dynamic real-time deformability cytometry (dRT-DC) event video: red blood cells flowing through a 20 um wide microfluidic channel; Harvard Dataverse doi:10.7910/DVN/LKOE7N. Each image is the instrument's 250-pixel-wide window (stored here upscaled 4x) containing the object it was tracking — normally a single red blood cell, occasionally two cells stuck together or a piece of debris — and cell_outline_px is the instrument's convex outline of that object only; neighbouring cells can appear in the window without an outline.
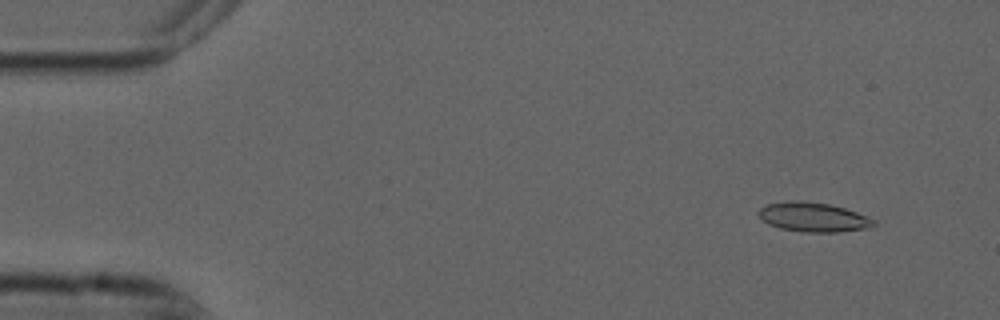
{"species": "common noctule bat (a hibernating species)", "species_latin": "Nyctalus noctula", "temperature_condition": "cold", "stored_images_in_passage": 4, "camera_frame_rate_fps": 3000, "um_per_image_px": 0.085, "animal": {"sex": "male", "forearm_length_mm": 52.5}, "frame": {"image": 1, "passage_image": 1, "time_ms": 0.0, "image_size_px": [1000, 320], "cell_outline_px": [[876, 224], [872, 228], [840, 232], [804, 232], [780, 228], [768, 224], [756, 212], [760, 208], [768, 204], [792, 200], [800, 200], [828, 204], [844, 208], [868, 216], [876, 220]], "centroid_in_image_um": [69.17, 18.46], "position_along_channel_um": 15.8, "area_um2": 19.83}}
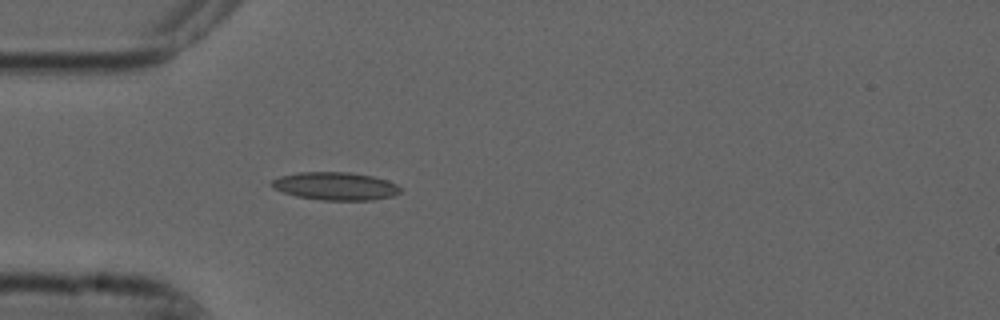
{"frame": {"image": 2, "passage_image": 4, "time_ms": 1.0, "image_size_px": [1000, 320], "cell_outline_px": [[400, 192], [392, 196], [372, 200], [320, 200], [296, 196], [272, 188], [268, 184], [272, 180], [280, 176], [296, 172], [348, 172], [372, 176], [388, 180], [396, 184], [400, 188]], "centroid_in_image_um": [28.47, 15.81], "position_along_channel_um": 56.5, "area_um2": 21.04}}